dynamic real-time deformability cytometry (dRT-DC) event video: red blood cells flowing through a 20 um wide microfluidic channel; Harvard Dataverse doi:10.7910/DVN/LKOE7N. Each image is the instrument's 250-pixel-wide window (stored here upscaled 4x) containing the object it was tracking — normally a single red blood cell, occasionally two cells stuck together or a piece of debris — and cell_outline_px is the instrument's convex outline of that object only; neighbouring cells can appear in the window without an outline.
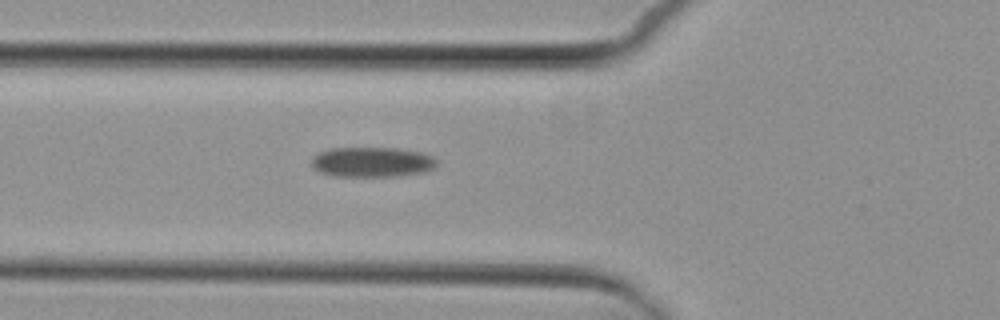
{"species": "common noctule bat (a hibernating species)", "species_latin": "Nyctalus noctula", "temperature_condition": "cold", "stored_images_in_passage": 3, "camera_frame_rate_fps": 3000, "um_per_image_px": 0.085, "animal": {"sex": "female", "body_mass_g": 29.2, "forearm_length_mm": 56.3}, "frame": {"image": 1, "passage_image": 3, "time_ms": 2.333, "image_size_px": [1000, 320], "cell_outline_px": [[436, 168], [424, 172], [396, 176], [332, 176], [320, 172], [312, 168], [312, 156], [328, 148], [396, 148], [420, 152], [432, 156], [436, 160]], "centroid_in_image_um": [31.6, 13.77], "position_along_channel_um": 94.2, "area_um2": 22.02}}